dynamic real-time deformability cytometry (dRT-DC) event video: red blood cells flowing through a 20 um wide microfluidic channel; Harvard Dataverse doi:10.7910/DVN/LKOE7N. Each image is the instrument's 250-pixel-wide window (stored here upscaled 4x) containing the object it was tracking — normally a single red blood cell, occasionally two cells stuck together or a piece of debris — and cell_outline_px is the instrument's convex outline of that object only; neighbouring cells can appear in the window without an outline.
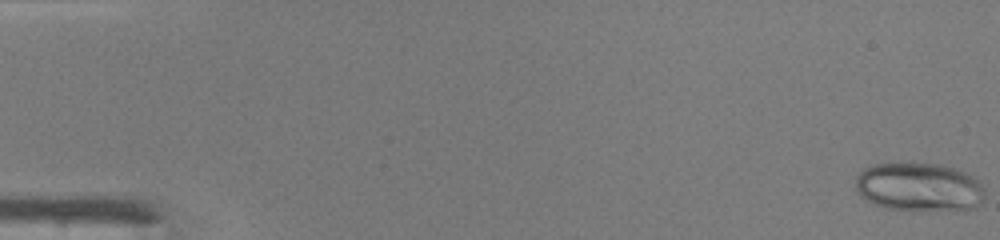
{"species": "common noctule bat (a hibernating species)", "species_latin": "Nyctalus noctula", "temperature_condition": "warm", "stored_images_in_passage": 48, "camera_frame_rate_fps": 3000, "um_per_image_px": 0.085, "animal": {"sex": "male", "body_mass_g": 19.0, "forearm_length_mm": 50.8}, "frame": {"image": 1, "passage_image": 1, "time_ms": 0.0, "image_size_px": [1000, 240], "cell_outline_px": [[984, 192], [976, 208], [964, 212], [888, 208], [872, 204], [860, 196], [856, 188], [856, 176], [864, 168], [872, 164], [940, 164], [964, 172], [972, 176], [984, 188]], "centroid_in_image_um": [78.12, 15.93], "position_along_channel_um": 6.9, "area_um2": 36.7}}
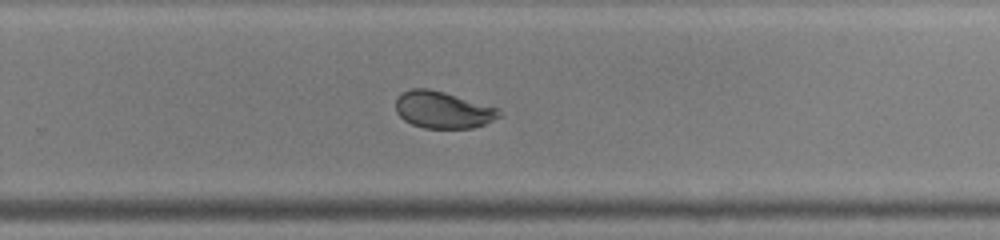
{"frame": {"image": 2, "passage_image": 32, "time_ms": 10.333, "image_size_px": [1000, 240], "cell_outline_px": [[500, 116], [484, 124], [472, 128], [424, 128], [412, 124], [404, 120], [396, 112], [396, 100], [404, 92], [412, 88], [428, 88], [444, 92], [500, 108]], "centroid_in_image_um": [37.65, 9.34], "position_along_channel_um": 292.1, "area_um2": 22.08}}
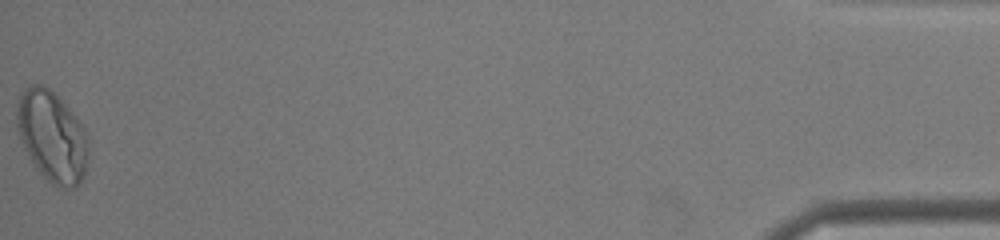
{"frame": {"image": 3, "passage_image": 48, "time_ms": 15.667, "image_size_px": [1000, 240], "cell_outline_px": [[88, 156], [84, 172], [80, 180], [72, 188], [60, 188], [52, 184], [36, 168], [28, 156], [20, 140], [16, 124], [16, 112], [20, 92], [24, 88], [32, 84], [44, 84], [68, 108], [84, 128], [88, 144]], "centroid_in_image_um": [4.39, 11.58], "position_along_channel_um": 430.8, "area_um2": 37.57}}